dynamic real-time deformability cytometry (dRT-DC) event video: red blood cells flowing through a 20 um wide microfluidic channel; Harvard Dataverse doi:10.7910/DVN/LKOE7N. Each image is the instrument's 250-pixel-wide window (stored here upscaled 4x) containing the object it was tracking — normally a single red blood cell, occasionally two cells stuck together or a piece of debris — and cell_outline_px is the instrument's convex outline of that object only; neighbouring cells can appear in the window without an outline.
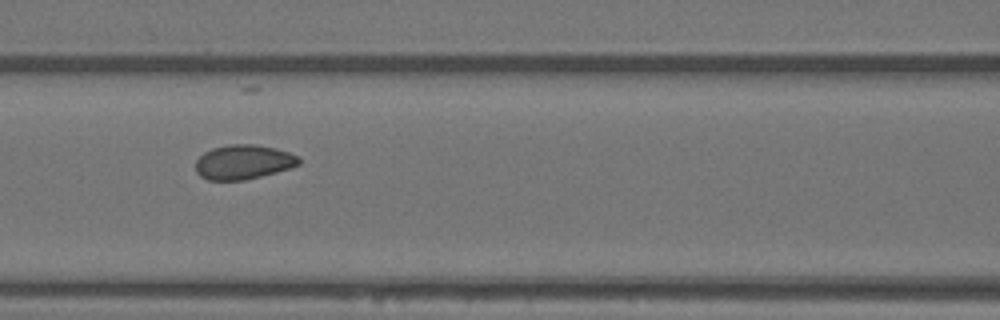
{"species": "Egyptian fruit bat (a non-hibernating species)", "species_latin": "Rousettus aegyptiacus", "temperature_condition": "warm", "stored_images_in_passage": 11, "camera_frame_rate_fps": 3000, "um_per_image_px": 0.085, "animal": {"sex": "female"}, "frame": {"image": 1, "passage_image": 7, "time_ms": 2.0, "image_size_px": [1000, 320], "cell_outline_px": [[300, 164], [276, 172], [244, 180], [208, 180], [200, 176], [196, 172], [196, 160], [204, 152], [212, 148], [228, 144], [256, 144], [276, 148], [300, 156]], "centroid_in_image_um": [20.68, 13.76], "position_along_channel_um": 145.9, "area_um2": 20.81}}
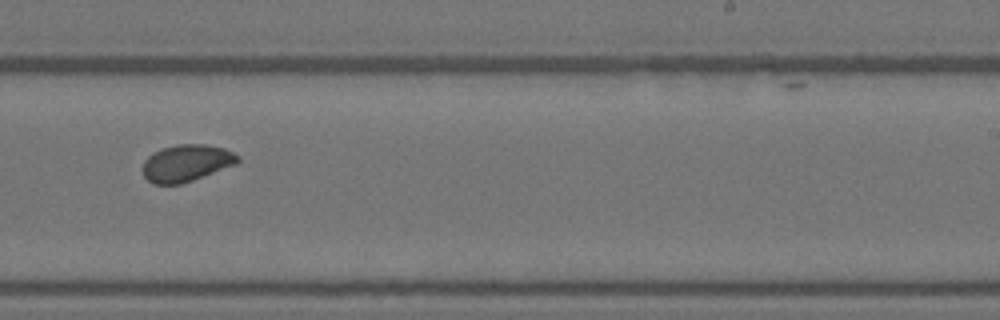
{"frame": {"image": 2, "passage_image": 10, "time_ms": 3.0, "image_size_px": [1000, 320], "cell_outline_px": [[240, 160], [236, 164], [192, 180], [180, 184], [152, 184], [144, 176], [140, 168], [144, 160], [152, 152], [176, 144], [204, 144], [224, 148], [240, 156]], "centroid_in_image_um": [15.8, 13.85], "position_along_channel_um": 273.2, "area_um2": 20.52}}
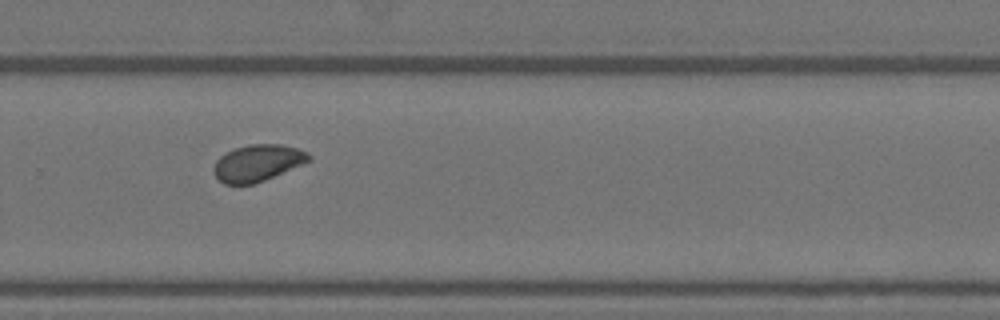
{"frame": {"image": 3, "passage_image": 11, "time_ms": 3.333, "image_size_px": [1000, 320], "cell_outline_px": [[312, 160], [264, 180], [252, 184], [224, 184], [216, 176], [212, 168], [216, 160], [224, 152], [248, 144], [280, 144], [296, 148], [308, 152], [312, 156]], "centroid_in_image_um": [21.89, 13.84], "position_along_channel_um": 307.9, "area_um2": 20.29}}